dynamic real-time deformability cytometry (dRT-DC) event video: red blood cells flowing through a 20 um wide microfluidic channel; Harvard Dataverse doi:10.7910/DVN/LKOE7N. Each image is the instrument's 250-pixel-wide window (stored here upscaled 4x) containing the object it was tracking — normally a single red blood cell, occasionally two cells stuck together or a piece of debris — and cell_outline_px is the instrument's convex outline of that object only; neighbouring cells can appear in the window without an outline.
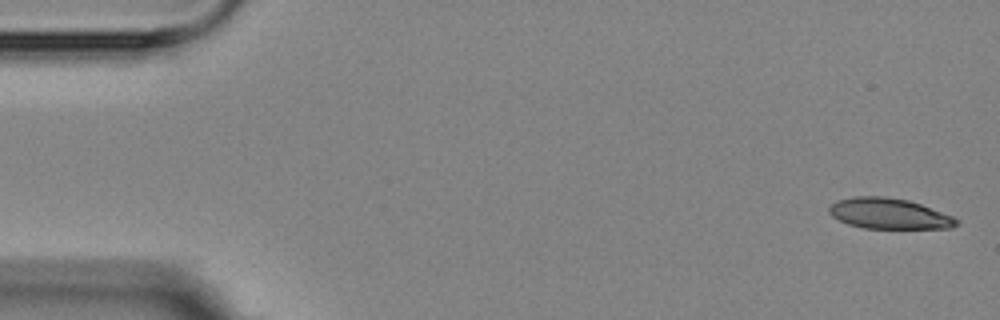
{"species": "Egyptian fruit bat (a non-hibernating species)", "species_latin": "Rousettus aegyptiacus", "temperature_condition": "room temperature", "stored_images_in_passage": 5, "camera_frame_rate_fps": 3000, "um_per_image_px": 0.085, "animal": {"sex": "female"}, "frame": {"image": 1, "passage_image": 1, "time_ms": 0.0, "image_size_px": [1000, 320], "cell_outline_px": [[960, 220], [952, 228], [864, 228], [848, 224], [832, 216], [828, 212], [828, 208], [836, 200], [852, 196], [884, 196], [908, 200], [920, 204], [952, 216]], "centroid_in_image_um": [75.53, 18.15], "position_along_channel_um": 9.5, "area_um2": 22.66}}
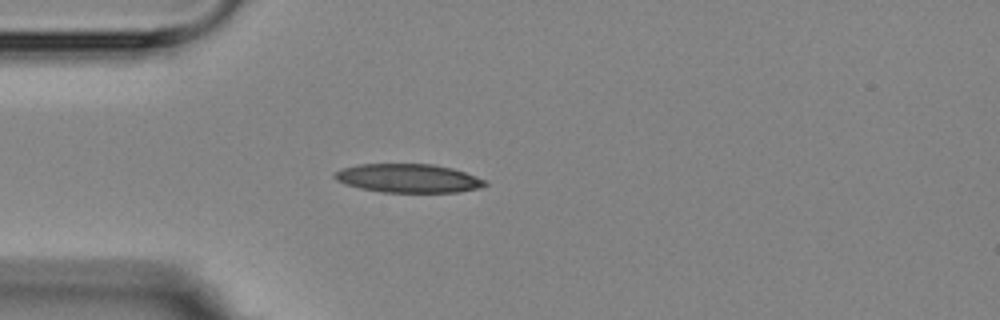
{"frame": {"image": 2, "passage_image": 4, "time_ms": 4.333, "image_size_px": [1000, 320], "cell_outline_px": [[488, 184], [480, 188], [456, 192], [384, 192], [360, 188], [336, 180], [332, 176], [340, 168], [360, 164], [436, 164], [452, 168], [488, 180]], "centroid_in_image_um": [34.73, 15.14], "position_along_channel_um": 50.3, "area_um2": 25.14}}